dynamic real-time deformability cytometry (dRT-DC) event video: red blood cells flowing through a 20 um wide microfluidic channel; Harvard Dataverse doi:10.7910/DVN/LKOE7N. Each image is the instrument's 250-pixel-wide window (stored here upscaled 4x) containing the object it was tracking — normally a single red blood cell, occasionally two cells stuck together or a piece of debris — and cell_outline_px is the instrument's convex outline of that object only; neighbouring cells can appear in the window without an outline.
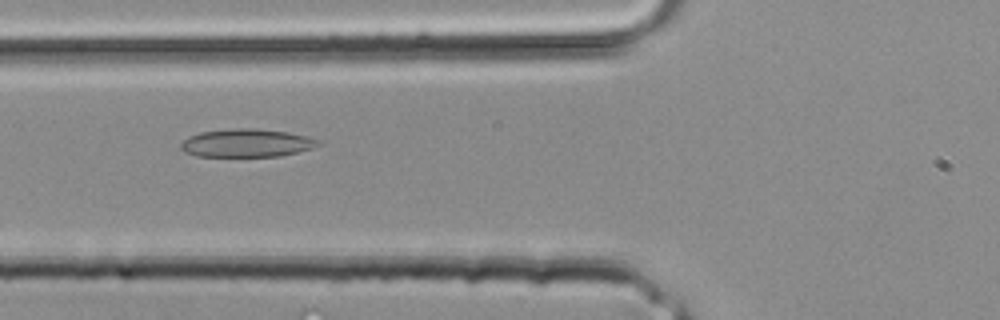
{"species": "common noctule bat (a hibernating species)", "species_latin": "Nyctalus noctula", "temperature_condition": "room temperature", "stored_images_in_passage": 23, "camera_frame_rate_fps": 3000, "um_per_image_px": 0.085, "animal": {"sex": "male", "body_mass_g": 20.4}, "frame": {"image": 1, "passage_image": 3, "time_ms": 0.667, "image_size_px": [1000, 320], "cell_outline_px": [[324, 140], [320, 144], [312, 148], [280, 156], [196, 156], [184, 152], [180, 148], [180, 144], [188, 136], [200, 132], [232, 128], [256, 128], [288, 132], [308, 136]], "centroid_in_image_um": [20.98, 12.14], "position_along_channel_um": 104.8, "area_um2": 22.72}}
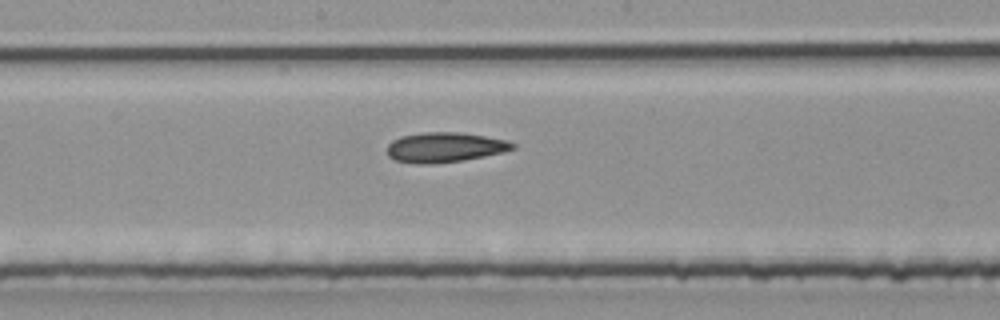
{"frame": {"image": 2, "passage_image": 8, "time_ms": 2.333, "image_size_px": [1000, 320], "cell_outline_px": [[516, 148], [484, 156], [464, 160], [432, 164], [412, 164], [396, 160], [388, 156], [388, 144], [392, 140], [400, 136], [424, 132], [460, 132], [508, 140], [516, 144]], "centroid_in_image_um": [37.79, 12.52], "position_along_channel_um": 210.4, "area_um2": 21.96}}
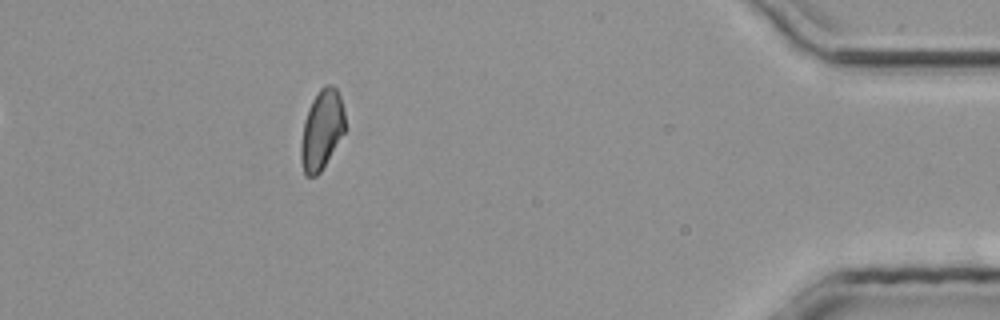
{"frame": {"image": 3, "passage_image": 20, "time_ms": 6.333, "image_size_px": [1000, 320], "cell_outline_px": [[344, 132], [320, 172], [316, 176], [304, 176], [300, 160], [300, 144], [304, 120], [308, 108], [312, 100], [320, 88], [324, 84], [332, 84], [336, 88], [340, 96], [344, 108]], "centroid_in_image_um": [27.32, 11.02], "position_along_channel_um": 407.9, "area_um2": 20.52}}